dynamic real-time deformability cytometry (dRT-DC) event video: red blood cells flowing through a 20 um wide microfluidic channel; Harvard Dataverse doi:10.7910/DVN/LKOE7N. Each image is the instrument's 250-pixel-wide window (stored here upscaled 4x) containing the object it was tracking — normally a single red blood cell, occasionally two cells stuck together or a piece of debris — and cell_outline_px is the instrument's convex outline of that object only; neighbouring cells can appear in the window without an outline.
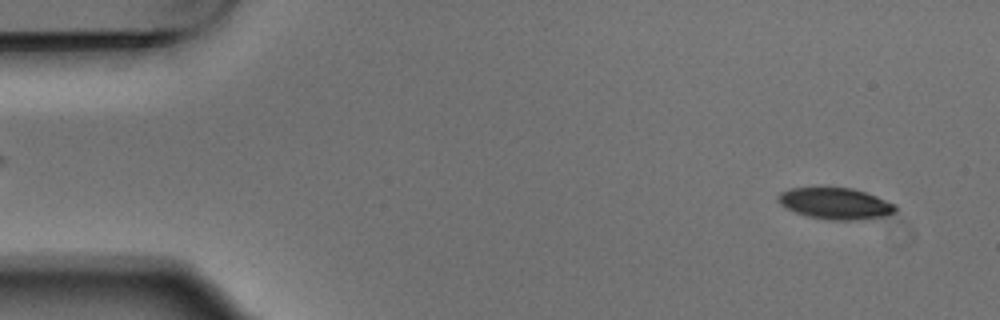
{"species": "Egyptian fruit bat (a non-hibernating species)", "species_latin": "Rousettus aegyptiacus", "temperature_condition": "warm", "stored_images_in_passage": 5, "segment_of_instrument_passage": [1, 2], "camera_frame_rate_fps": 3000, "um_per_image_px": 0.085, "animal": {"sex": "male"}, "frame": {"image": 1, "passage_image": 1, "time_ms": 0.0, "image_size_px": [1000, 320], "cell_outline_px": [[896, 212], [888, 216], [852, 220], [828, 220], [808, 216], [796, 212], [780, 204], [776, 200], [776, 196], [780, 192], [792, 188], [852, 188], [876, 196], [896, 204]], "centroid_in_image_um": [71.02, 17.3], "position_along_channel_um": 14.0, "area_um2": 21.39}}
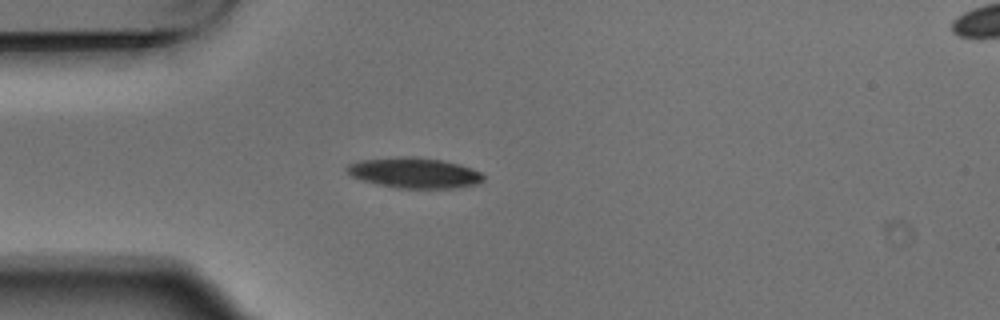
{"frame": {"image": 2, "passage_image": 4, "time_ms": 1.0, "image_size_px": [1000, 320], "cell_outline_px": [[484, 180], [480, 184], [452, 188], [396, 188], [376, 184], [352, 176], [344, 168], [348, 164], [360, 160], [400, 156], [416, 156], [444, 160], [460, 164], [472, 168], [480, 172], [484, 176]], "centroid_in_image_um": [35.25, 14.68], "position_along_channel_um": 49.8, "area_um2": 24.51}}